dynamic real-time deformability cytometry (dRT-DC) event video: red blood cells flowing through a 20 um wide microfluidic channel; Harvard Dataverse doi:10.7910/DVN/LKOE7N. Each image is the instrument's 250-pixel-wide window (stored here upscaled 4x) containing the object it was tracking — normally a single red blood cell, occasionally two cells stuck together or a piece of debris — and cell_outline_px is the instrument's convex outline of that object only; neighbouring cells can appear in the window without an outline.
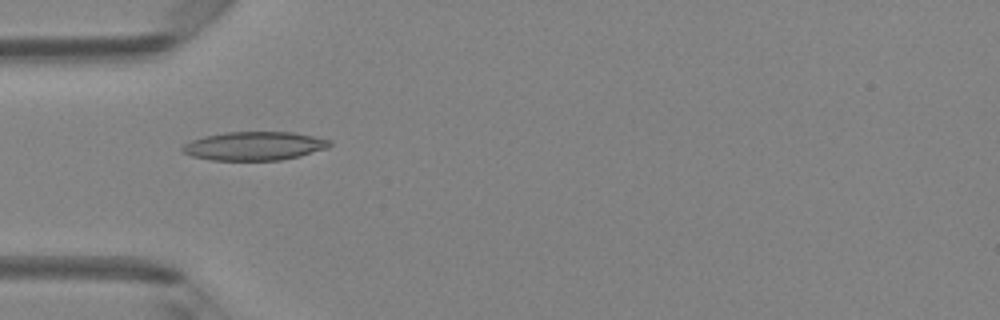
{"species": "Egyptian fruit bat (a non-hibernating species)", "species_latin": "Rousettus aegyptiacus", "temperature_condition": "room temperature", "stored_images_in_passage": 43, "camera_frame_rate_fps": 3000, "um_per_image_px": 0.085, "animal": {"sex": "female"}, "frame": {"image": 1, "passage_image": 10, "time_ms": 3.0, "image_size_px": [1000, 320], "cell_outline_px": [[332, 144], [328, 148], [300, 156], [280, 160], [212, 160], [192, 156], [184, 152], [180, 148], [184, 144], [192, 140], [204, 136], [224, 132], [292, 132], [332, 140]], "centroid_in_image_um": [21.64, 12.4], "position_along_channel_um": 63.4, "area_um2": 24.57}}
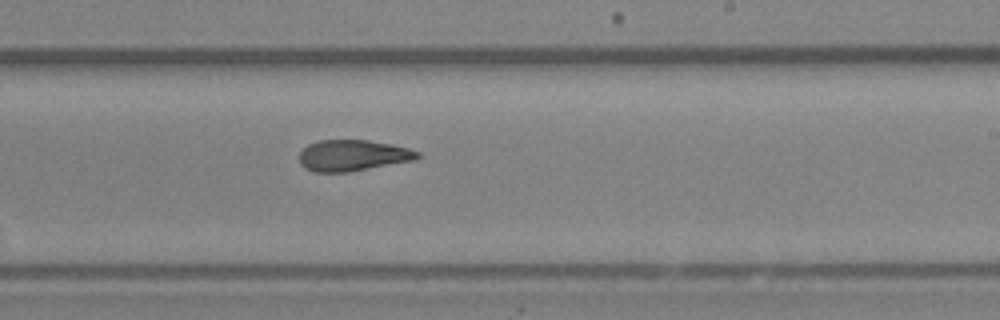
{"frame": {"image": 2, "passage_image": 24, "time_ms": 7.667, "image_size_px": [1000, 320], "cell_outline_px": [[420, 156], [416, 160], [348, 172], [312, 172], [304, 168], [300, 164], [300, 152], [308, 144], [316, 140], [368, 140], [392, 144], [408, 148], [420, 152]], "centroid_in_image_um": [29.98, 13.21], "position_along_channel_um": 259.0, "area_um2": 21.62}}
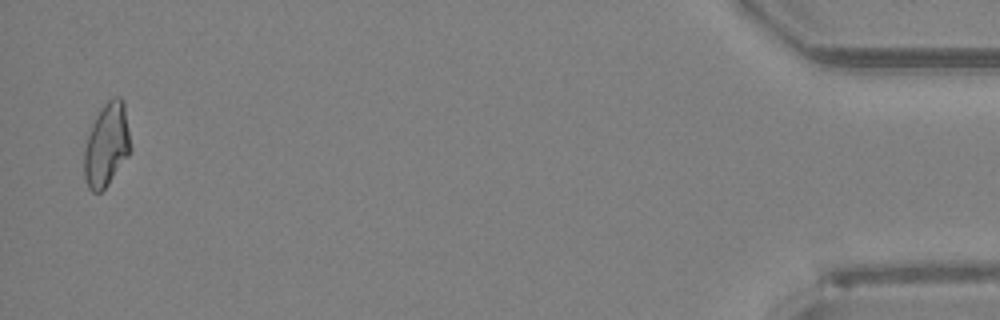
{"frame": {"image": 3, "passage_image": 42, "time_ms": 13.667, "image_size_px": [1000, 320], "cell_outline_px": [[132, 148], [128, 156], [108, 184], [100, 192], [92, 192], [88, 188], [84, 180], [84, 148], [92, 124], [96, 116], [104, 104], [112, 96], [120, 96], [124, 100]], "centroid_in_image_um": [9.08, 12.3], "position_along_channel_um": 426.1, "area_um2": 22.72}, "authors_computed_cell_mechanics": {"area_um2": 22.1952, "velocity_mm_per_s": 4.2351, "shape_relaxation_time_tau1_ms": null, "shape_relaxation_time_tau2_ms": 3.3445, "deformation_change_tau1": null, "deformation_change_tau2": 0.1128}}